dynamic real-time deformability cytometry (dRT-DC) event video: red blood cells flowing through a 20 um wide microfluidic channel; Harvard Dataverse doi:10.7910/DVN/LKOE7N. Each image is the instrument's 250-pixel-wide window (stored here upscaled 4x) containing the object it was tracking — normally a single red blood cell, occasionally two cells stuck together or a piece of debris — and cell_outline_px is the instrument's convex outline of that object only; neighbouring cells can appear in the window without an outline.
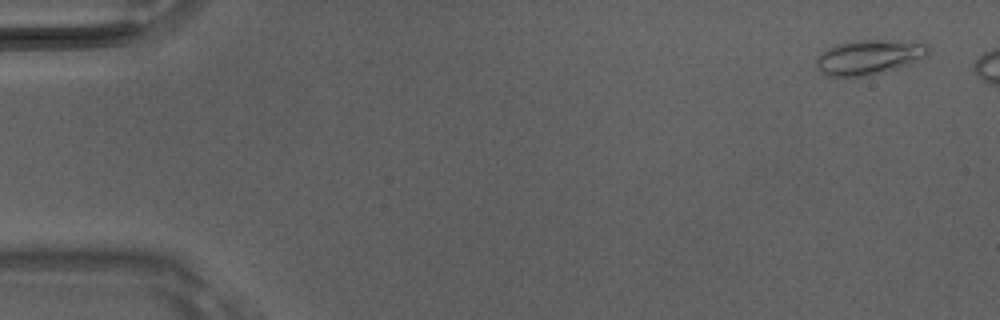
{"species": "Egyptian fruit bat (a non-hibernating species)", "species_latin": "Rousettus aegyptiacus", "temperature_condition": "room temperature", "stored_images_in_passage": 6, "camera_frame_rate_fps": 3000, "um_per_image_px": 0.085, "animal": {"sex": "male"}, "frame": {"image": 1, "passage_image": 1, "time_ms": 0.0, "image_size_px": [1000, 320], "cell_outline_px": [[932, 48], [928, 56], [912, 64], [872, 76], [824, 76], [816, 68], [816, 60], [828, 48], [836, 44], [856, 40], [924, 40]], "centroid_in_image_um": [74.0, 4.84], "position_along_channel_um": 11.0, "area_um2": 23.58}}